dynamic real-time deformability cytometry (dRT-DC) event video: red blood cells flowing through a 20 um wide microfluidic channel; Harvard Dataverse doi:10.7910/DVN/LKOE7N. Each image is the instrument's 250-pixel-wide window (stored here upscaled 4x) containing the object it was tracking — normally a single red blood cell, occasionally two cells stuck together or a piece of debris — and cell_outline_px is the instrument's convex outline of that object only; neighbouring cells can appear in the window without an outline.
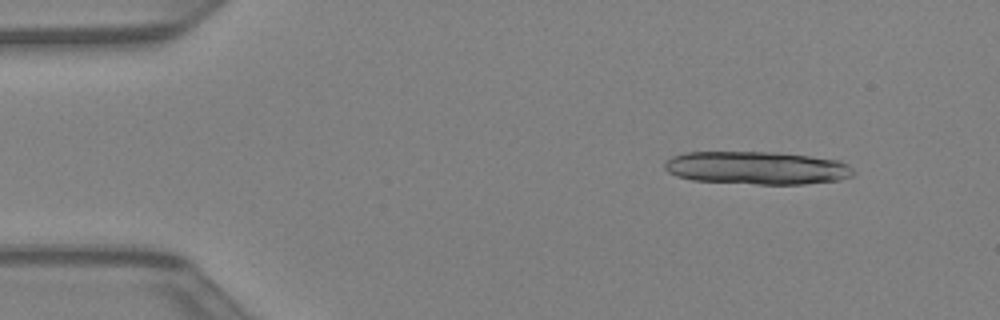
{"species": "Egyptian fruit bat (a non-hibernating species)", "species_latin": "Rousettus aegyptiacus", "temperature_condition": "warm", "stored_images_in_passage": 19, "camera_frame_rate_fps": 3000, "um_per_image_px": 0.085, "animal": {"sex": "female"}, "frame": {"image": 1, "passage_image": 5, "time_ms": 1.333, "image_size_px": [1000, 320], "cell_outline_px": [[856, 172], [852, 176], [840, 180], [804, 184], [756, 184], [692, 180], [676, 176], [668, 172], [664, 168], [664, 164], [672, 156], [684, 152], [776, 152], [840, 160], [848, 164]], "centroid_in_image_um": [64.35, 14.27], "position_along_channel_um": 20.7, "area_um2": 36.47}}
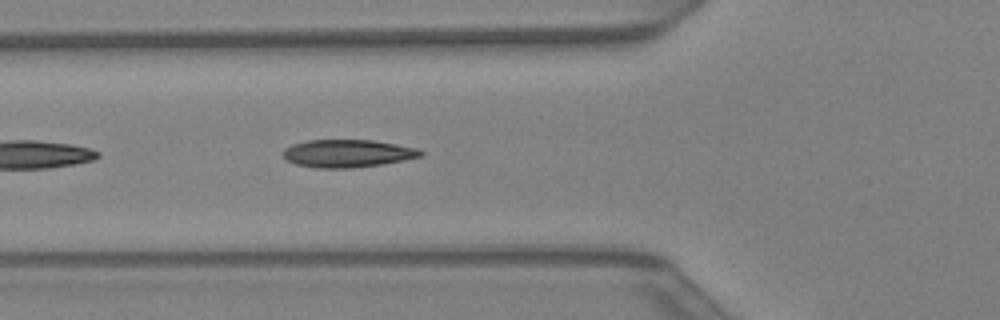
{"frame": {"image": 2, "passage_image": 16, "time_ms": 5.0, "image_size_px": [1000, 320], "cell_outline_px": [[424, 156], [404, 160], [380, 164], [352, 168], [316, 168], [296, 164], [288, 160], [284, 156], [284, 148], [292, 144], [308, 140], [372, 140], [396, 144], [416, 148], [424, 152]], "centroid_in_image_um": [29.56, 13.04], "position_along_channel_um": 96.2, "area_um2": 22.14}}